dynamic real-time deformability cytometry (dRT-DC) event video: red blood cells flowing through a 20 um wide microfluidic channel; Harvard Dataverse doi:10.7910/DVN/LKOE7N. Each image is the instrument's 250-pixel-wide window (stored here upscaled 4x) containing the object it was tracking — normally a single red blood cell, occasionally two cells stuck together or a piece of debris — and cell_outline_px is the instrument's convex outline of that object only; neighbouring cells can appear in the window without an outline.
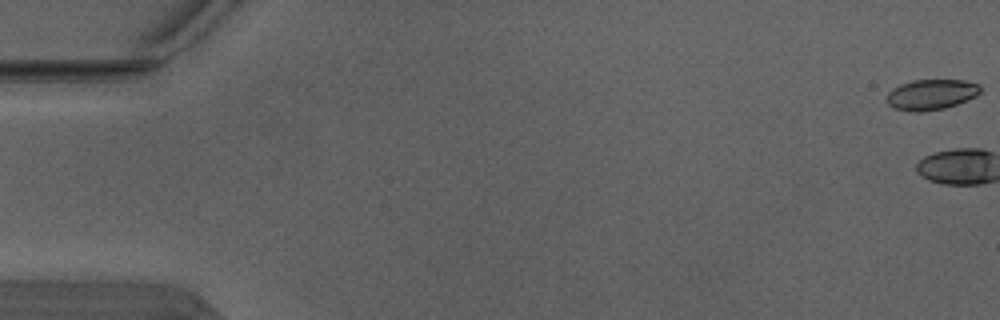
{"species": "Egyptian fruit bat (a non-hibernating species)", "species_latin": "Rousettus aegyptiacus", "temperature_condition": "warm", "stored_images_in_passage": 6, "camera_frame_rate_fps": 3000, "um_per_image_px": 0.085, "animal": {"sex": "male"}, "frame": {"image": 1, "passage_image": 1, "time_ms": 0.0, "image_size_px": [1000, 320], "cell_outline_px": [[980, 92], [976, 96], [956, 104], [944, 108], [920, 112], [912, 112], [892, 108], [888, 104], [888, 92], [892, 88], [900, 84], [912, 80], [964, 80], [980, 84]], "centroid_in_image_um": [79.14, 8.03], "position_along_channel_um": 5.9, "area_um2": 16.65}}
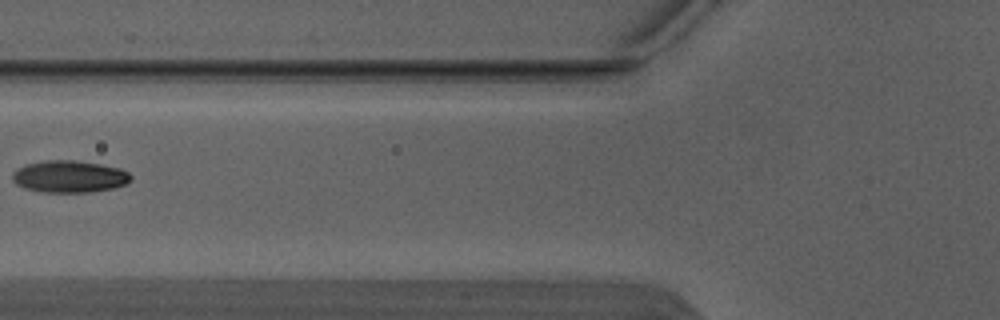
{"frame": {"image": 2, "passage_image": 6, "time_ms": 1.667, "image_size_px": [1000, 320], "cell_outline_px": [[132, 180], [124, 184], [112, 188], [92, 192], [40, 192], [24, 188], [16, 184], [12, 180], [12, 172], [16, 168], [24, 164], [48, 160], [72, 160], [100, 164], [120, 168], [128, 172], [132, 176]], "centroid_in_image_um": [5.86, 15.0], "position_along_channel_um": 119.9, "area_um2": 22.25}}